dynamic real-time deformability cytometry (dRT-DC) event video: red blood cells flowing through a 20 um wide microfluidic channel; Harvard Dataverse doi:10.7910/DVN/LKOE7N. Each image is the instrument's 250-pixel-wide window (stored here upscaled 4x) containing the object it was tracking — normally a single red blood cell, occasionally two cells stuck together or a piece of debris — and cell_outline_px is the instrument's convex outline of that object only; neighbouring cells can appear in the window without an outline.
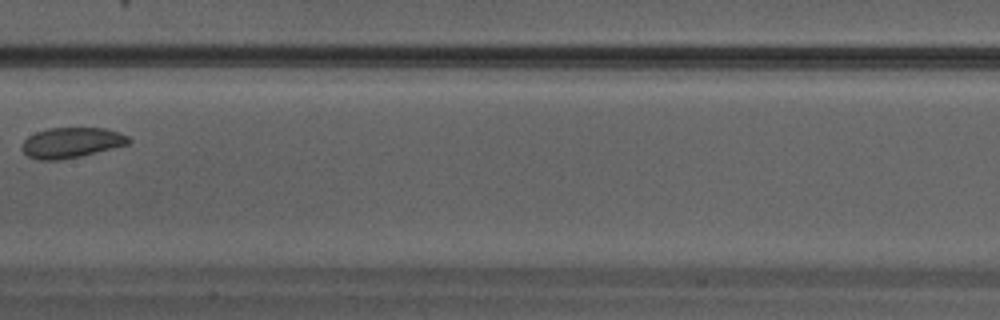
{"species": "Egyptian fruit bat (a non-hibernating species)", "species_latin": "Rousettus aegyptiacus", "temperature_condition": "warm", "stored_images_in_passage": 23, "camera_frame_rate_fps": 3000, "um_per_image_px": 0.085, "animal": {"sex": "male"}, "frame": {"image": 1, "passage_image": 10, "time_ms": 3.0, "image_size_px": [1000, 320], "cell_outline_px": [[132, 140], [128, 144], [80, 156], [60, 160], [40, 160], [28, 156], [20, 148], [20, 144], [28, 136], [36, 132], [48, 128], [104, 128], [120, 132], [128, 136]], "centroid_in_image_um": [6.04, 12.12], "position_along_channel_um": 201.4, "area_um2": 18.9}}
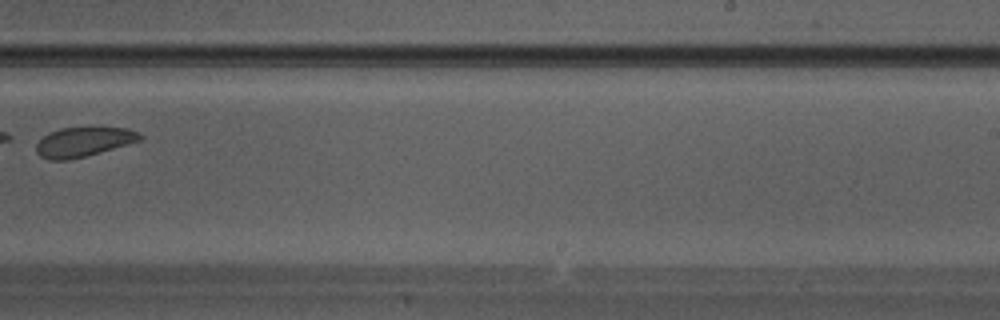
{"frame": {"image": 2, "passage_image": 14, "time_ms": 4.333, "image_size_px": [1000, 320], "cell_outline_px": [[144, 140], [84, 156], [68, 160], [48, 160], [40, 156], [36, 152], [36, 144], [44, 136], [60, 128], [128, 128], [140, 132], [144, 136]], "centroid_in_image_um": [7.14, 12.06], "position_along_channel_um": 281.9, "area_um2": 17.74}}